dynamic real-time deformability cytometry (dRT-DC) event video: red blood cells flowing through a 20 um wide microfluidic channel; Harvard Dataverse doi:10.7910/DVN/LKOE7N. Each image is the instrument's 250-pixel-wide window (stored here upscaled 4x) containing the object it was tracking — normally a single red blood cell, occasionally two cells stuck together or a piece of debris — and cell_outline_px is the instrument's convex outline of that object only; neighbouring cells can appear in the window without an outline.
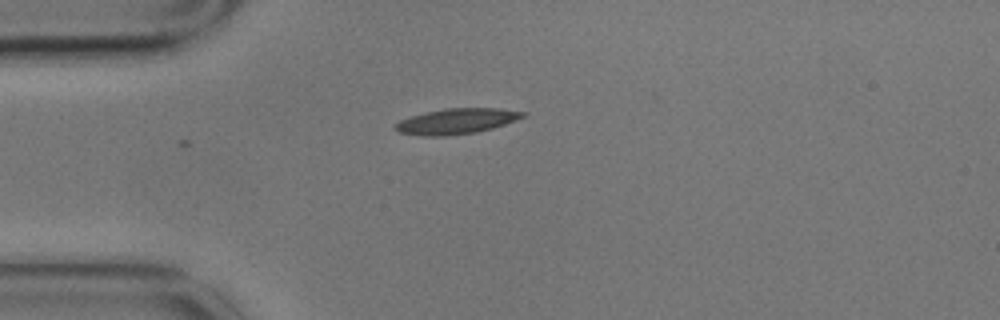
{"species": "common noctule bat (a hibernating species)", "species_latin": "Nyctalus noctula", "temperature_condition": "cold", "stored_images_in_passage": 6, "camera_frame_rate_fps": 3000, "um_per_image_px": 0.085, "animal": {"sex": "male", "body_mass_g": 17.9}, "frame": {"image": 1, "passage_image": 2, "time_ms": 0.333, "image_size_px": [1000, 320], "cell_outline_px": [[528, 112], [524, 116], [516, 120], [492, 128], [476, 132], [444, 136], [424, 136], [400, 132], [392, 128], [400, 120], [412, 116], [444, 108], [500, 108]], "centroid_in_image_um": [38.82, 10.3], "position_along_channel_um": 46.2, "area_um2": 18.79}}